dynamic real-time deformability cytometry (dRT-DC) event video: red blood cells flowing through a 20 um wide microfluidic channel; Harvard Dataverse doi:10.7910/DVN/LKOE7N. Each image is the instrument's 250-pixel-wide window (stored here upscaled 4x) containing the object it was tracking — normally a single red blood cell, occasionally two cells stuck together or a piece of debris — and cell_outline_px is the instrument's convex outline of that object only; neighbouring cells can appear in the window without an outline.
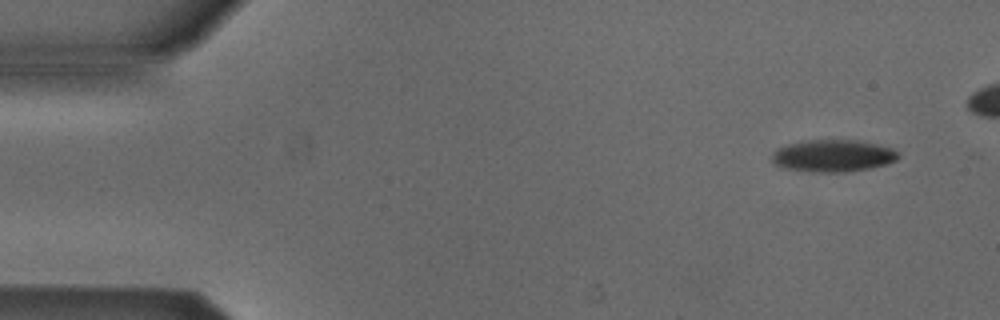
{"species": "Egyptian fruit bat (a non-hibernating species)", "species_latin": "Rousettus aegyptiacus", "temperature_condition": "cold", "stored_images_in_passage": 5, "camera_frame_rate_fps": 3000, "um_per_image_px": 0.085, "animal": {"sex": "male"}, "frame": {"image": 1, "passage_image": 1, "time_ms": 0.0, "image_size_px": [1000, 320], "cell_outline_px": [[900, 156], [896, 160], [888, 164], [868, 168], [844, 172], [812, 172], [784, 168], [772, 164], [772, 152], [776, 148], [788, 144], [808, 140], [856, 140], [876, 144], [892, 148], [900, 152]], "centroid_in_image_um": [70.79, 13.24], "position_along_channel_um": 14.2, "area_um2": 23.81}}